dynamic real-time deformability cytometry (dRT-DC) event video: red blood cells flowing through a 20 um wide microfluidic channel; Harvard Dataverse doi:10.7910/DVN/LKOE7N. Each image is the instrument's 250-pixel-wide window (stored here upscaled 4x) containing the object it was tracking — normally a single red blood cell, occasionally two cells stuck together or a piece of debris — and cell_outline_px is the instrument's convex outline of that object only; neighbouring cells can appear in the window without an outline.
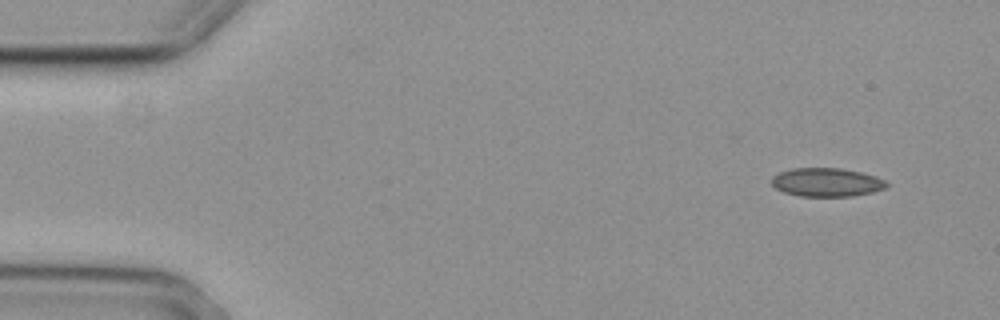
{"species": "common noctule bat (a hibernating species)", "species_latin": "Nyctalus noctula", "temperature_condition": "cold", "stored_images_in_passage": 4, "camera_frame_rate_fps": 3000, "um_per_image_px": 0.085, "animal": {"sex": "female", "body_mass_g": 29.2, "forearm_length_mm": 56.3}, "frame": {"image": 1, "passage_image": 1, "time_ms": 0.0, "image_size_px": [1000, 320], "cell_outline_px": [[888, 184], [884, 188], [872, 192], [852, 196], [800, 196], [784, 192], [776, 188], [772, 184], [772, 176], [780, 172], [792, 168], [840, 168], [860, 172], [876, 176], [884, 180]], "centroid_in_image_um": [70.25, 15.49], "position_along_channel_um": 14.8, "area_um2": 19.02}}
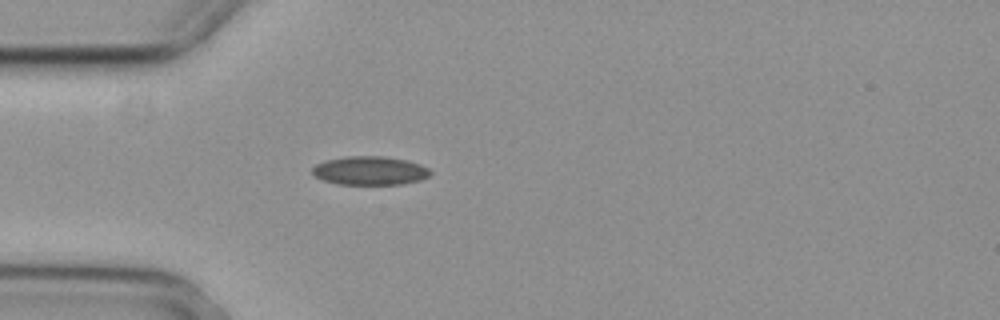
{"frame": {"image": 2, "passage_image": 4, "time_ms": 1.0, "image_size_px": [1000, 320], "cell_outline_px": [[432, 172], [428, 176], [420, 180], [404, 184], [336, 184], [324, 180], [316, 176], [312, 172], [312, 168], [316, 164], [324, 160], [344, 156], [384, 156], [408, 160], [420, 164], [428, 168]], "centroid_in_image_um": [31.44, 14.49], "position_along_channel_um": 53.6, "area_um2": 19.83}}